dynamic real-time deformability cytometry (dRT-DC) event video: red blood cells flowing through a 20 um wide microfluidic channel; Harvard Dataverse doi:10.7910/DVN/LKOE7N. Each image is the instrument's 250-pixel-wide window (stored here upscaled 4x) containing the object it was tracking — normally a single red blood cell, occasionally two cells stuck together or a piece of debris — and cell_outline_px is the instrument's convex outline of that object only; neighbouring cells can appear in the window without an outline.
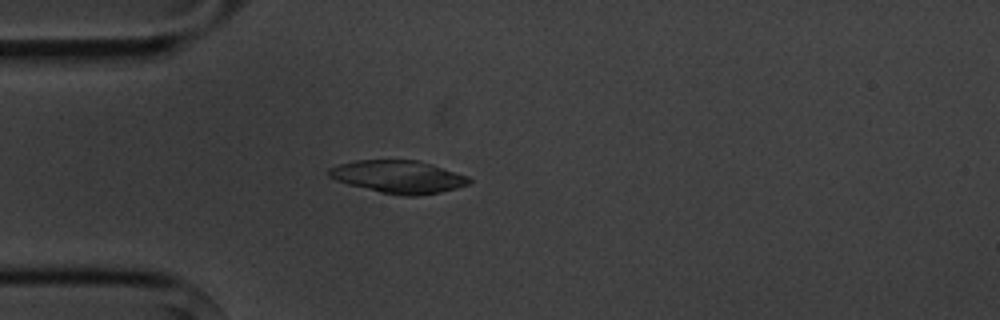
{"species": "common noctule bat (a hibernating species)", "species_latin": "Nyctalus noctula", "temperature_condition": "cold", "stored_images_in_passage": 4, "camera_frame_rate_fps": 3000, "um_per_image_px": 0.085, "animal": {"sex": "male", "body_mass_g": 20.1, "forearm_length_mm": 53.5}, "frame": {"image": 1, "passage_image": 4, "time_ms": 3.333, "image_size_px": [1000, 320], "cell_outline_px": [[472, 180], [468, 184], [456, 188], [440, 192], [416, 196], [404, 196], [380, 192], [348, 184], [336, 180], [328, 176], [328, 168], [340, 164], [356, 160], [416, 160], [432, 164], [468, 176]], "centroid_in_image_um": [33.86, 15.02], "position_along_channel_um": 51.1, "area_um2": 26.59}}